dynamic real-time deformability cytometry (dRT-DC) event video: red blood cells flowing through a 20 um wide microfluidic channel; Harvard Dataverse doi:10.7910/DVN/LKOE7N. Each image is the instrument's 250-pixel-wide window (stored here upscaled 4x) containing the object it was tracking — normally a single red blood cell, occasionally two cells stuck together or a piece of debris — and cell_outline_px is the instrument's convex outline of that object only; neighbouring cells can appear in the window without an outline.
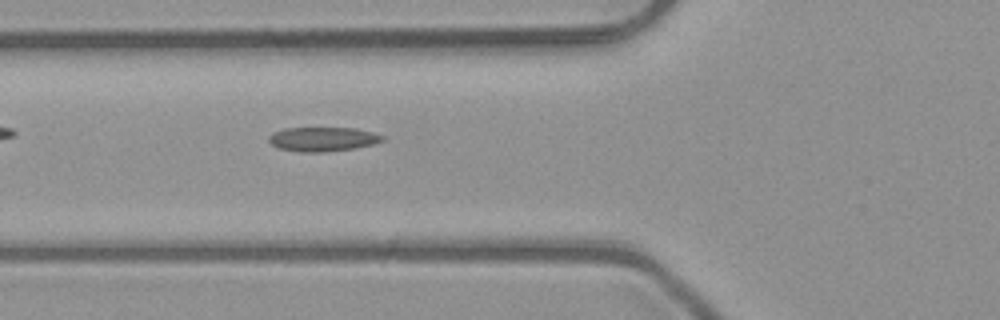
{"species": "common noctule bat (a hibernating species)", "species_latin": "Nyctalus noctula", "temperature_condition": "room temperature", "stored_images_in_passage": 3, "camera_frame_rate_fps": 3000, "um_per_image_px": 0.085, "animal": {"sex": "male", "body_mass_g": 23.1, "forearm_length_mm": 52.7}, "frame": {"image": 1, "passage_image": 3, "time_ms": 0.667, "image_size_px": [1000, 320], "cell_outline_px": [[384, 140], [372, 144], [352, 148], [324, 152], [300, 152], [280, 148], [272, 144], [268, 140], [268, 136], [272, 132], [284, 128], [356, 128], [372, 132], [384, 136]], "centroid_in_image_um": [27.4, 11.82], "position_along_channel_um": 98.4, "area_um2": 15.95}}